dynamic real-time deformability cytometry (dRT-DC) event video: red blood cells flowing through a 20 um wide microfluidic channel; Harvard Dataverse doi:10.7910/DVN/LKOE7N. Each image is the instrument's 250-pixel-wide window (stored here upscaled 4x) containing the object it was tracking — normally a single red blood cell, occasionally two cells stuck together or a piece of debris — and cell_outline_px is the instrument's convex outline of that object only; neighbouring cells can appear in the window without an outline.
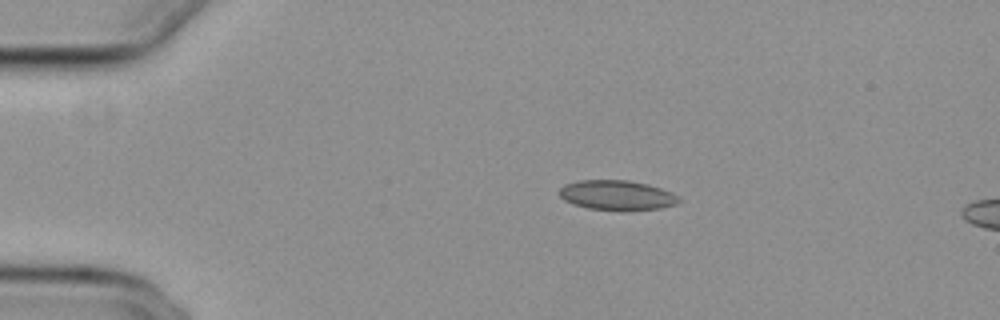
{"species": "common noctule bat (a hibernating species)", "species_latin": "Nyctalus noctula", "temperature_condition": "cold", "stored_images_in_passage": 2, "camera_frame_rate_fps": 3000, "um_per_image_px": 0.085, "animal": {"sex": "female", "body_mass_g": 29.2, "forearm_length_mm": 56.3}, "frame": {"image": 1, "passage_image": 1, "time_ms": 0.0, "image_size_px": [1000, 320], "cell_outline_px": [[680, 200], [676, 204], [660, 208], [588, 208], [572, 204], [564, 200], [560, 196], [560, 188], [564, 184], [576, 180], [628, 180], [648, 184], [672, 192]], "centroid_in_image_um": [52.38, 16.54], "position_along_channel_um": 32.6, "area_um2": 20.06}}